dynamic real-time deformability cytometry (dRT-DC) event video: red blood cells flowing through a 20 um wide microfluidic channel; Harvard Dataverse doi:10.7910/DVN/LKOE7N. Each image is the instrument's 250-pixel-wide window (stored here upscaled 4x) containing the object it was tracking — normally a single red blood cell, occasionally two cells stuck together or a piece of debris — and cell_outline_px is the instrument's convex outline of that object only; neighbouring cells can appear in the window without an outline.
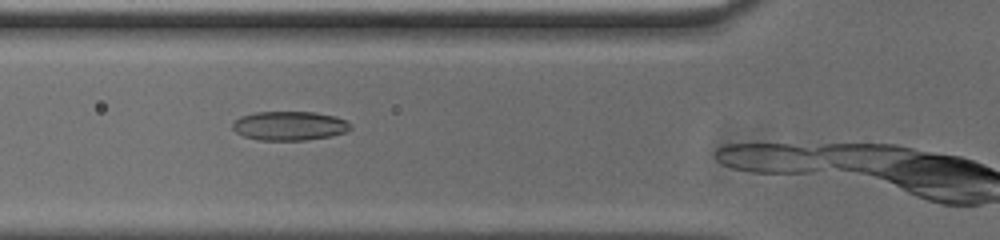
{"species": "common noctule bat (a hibernating species)", "species_latin": "Nyctalus noctula", "temperature_condition": "cold", "stored_images_in_passage": 21, "camera_frame_rate_fps": 3000, "um_per_image_px": 0.085, "animal": {"sex": "male", "body_mass_g": 20.0, "forearm_length_mm": 53.3}, "frame": {"image": 1, "passage_image": 18, "time_ms": 5.667, "image_size_px": [1000, 240], "cell_outline_px": [[352, 128], [344, 132], [332, 136], [304, 140], [260, 140], [244, 136], [236, 132], [232, 128], [232, 124], [240, 116], [256, 112], [316, 112], [332, 116], [344, 120], [352, 124]], "centroid_in_image_um": [24.6, 10.69], "position_along_channel_um": 101.2, "area_um2": 19.88}}